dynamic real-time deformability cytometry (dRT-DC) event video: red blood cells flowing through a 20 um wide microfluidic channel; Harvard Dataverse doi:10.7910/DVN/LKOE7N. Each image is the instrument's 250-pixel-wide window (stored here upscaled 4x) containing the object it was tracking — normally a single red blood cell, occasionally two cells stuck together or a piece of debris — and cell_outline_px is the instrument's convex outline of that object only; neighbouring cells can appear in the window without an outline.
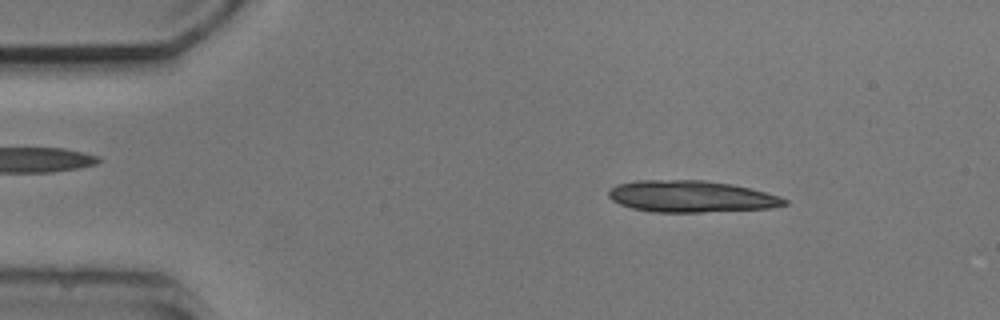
{"species": "common noctule bat (a hibernating species)", "species_latin": "Nyctalus noctula", "temperature_condition": "cold", "stored_images_in_passage": 3, "segment_of_instrument_passage": [1, 2], "camera_frame_rate_fps": 3000, "um_per_image_px": 0.085, "animal": {"sex": "male", "body_mass_g": 20.5, "forearm_length_mm": 52.5}, "frame": {"image": 1, "passage_image": 1, "time_ms": 0.0, "image_size_px": [1000, 320], "cell_outline_px": [[788, 204], [772, 208], [700, 212], [652, 212], [632, 208], [620, 204], [612, 200], [608, 196], [608, 188], [616, 184], [640, 180], [704, 180], [732, 184], [752, 188], [780, 196], [788, 200]], "centroid_in_image_um": [58.75, 16.69], "position_along_channel_um": 26.3, "area_um2": 32.66}}